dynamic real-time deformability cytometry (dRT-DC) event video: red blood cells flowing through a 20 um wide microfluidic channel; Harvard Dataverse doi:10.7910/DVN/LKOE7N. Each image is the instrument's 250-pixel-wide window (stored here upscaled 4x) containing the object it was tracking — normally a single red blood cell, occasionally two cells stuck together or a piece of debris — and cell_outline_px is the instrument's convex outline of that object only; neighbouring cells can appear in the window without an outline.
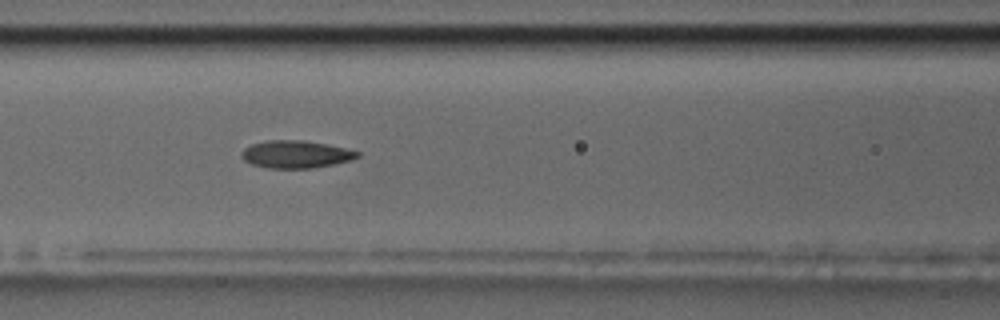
{"species": "common noctule bat (a hibernating species)", "species_latin": "Nyctalus noctula", "temperature_condition": "room temperature", "stored_images_in_passage": 8, "camera_frame_rate_fps": 3000, "um_per_image_px": 0.085, "animal": {"sex": "male", "body_mass_g": 17.5, "forearm_length_mm": 52.3}, "frame": {"image": 1, "passage_image": 7, "time_ms": 7.0, "image_size_px": [1000, 320], "cell_outline_px": [[360, 156], [348, 160], [332, 164], [312, 168], [268, 168], [252, 164], [244, 160], [240, 156], [240, 152], [244, 148], [252, 144], [268, 140], [304, 140], [328, 144], [360, 152]], "centroid_in_image_um": [25.1, 13.11], "position_along_channel_um": 141.5, "area_um2": 18.5}}
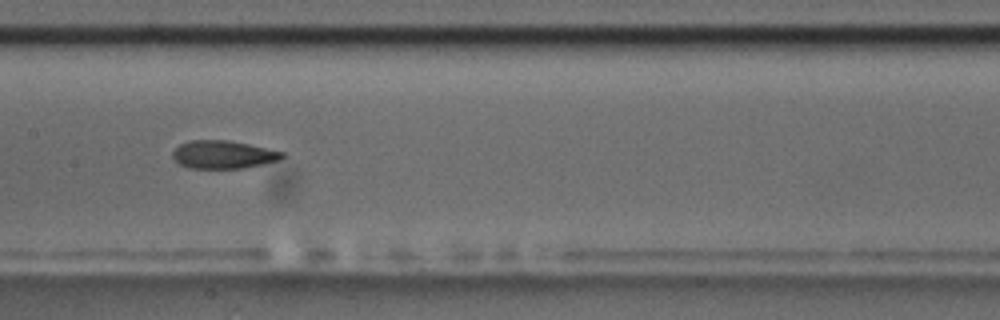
{"frame": {"image": 2, "passage_image": 8, "time_ms": 8.333, "image_size_px": [1000, 320], "cell_outline_px": [[284, 156], [280, 160], [244, 168], [188, 168], [180, 164], [172, 156], [172, 152], [180, 144], [188, 140], [228, 140], [248, 144], [284, 152]], "centroid_in_image_um": [18.96, 13.13], "position_along_channel_um": 188.4, "area_um2": 17.8}}